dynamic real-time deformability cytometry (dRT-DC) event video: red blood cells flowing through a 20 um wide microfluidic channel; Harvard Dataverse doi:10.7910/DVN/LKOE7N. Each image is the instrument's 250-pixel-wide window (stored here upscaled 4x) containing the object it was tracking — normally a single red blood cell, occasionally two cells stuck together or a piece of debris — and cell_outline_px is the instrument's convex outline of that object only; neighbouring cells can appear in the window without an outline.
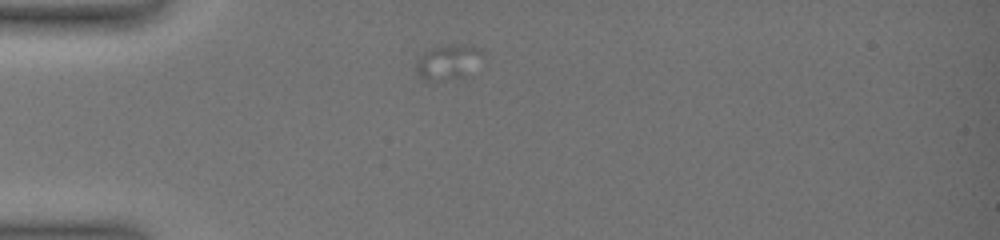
{"species": "common noctule bat (a hibernating species)", "species_latin": "Nyctalus noctula", "temperature_condition": "warm", "stored_images_in_passage": 20, "camera_frame_rate_fps": 3000, "um_per_image_px": 0.085, "animal": {"sex": "female", "body_mass_g": 19.0, "forearm_length_mm": 51.5}, "frame": {"image": 1, "passage_image": 3, "time_ms": 0.667, "image_size_px": [1000, 240], "cell_outline_px": [[488, 52], [464, 76], [432, 80], [420, 76], [416, 72], [416, 64], [420, 56], [424, 52], [432, 48], [448, 44], [472, 44]], "centroid_in_image_um": [38.15, 5.19], "position_along_channel_um": 46.9, "area_um2": 13.35}}
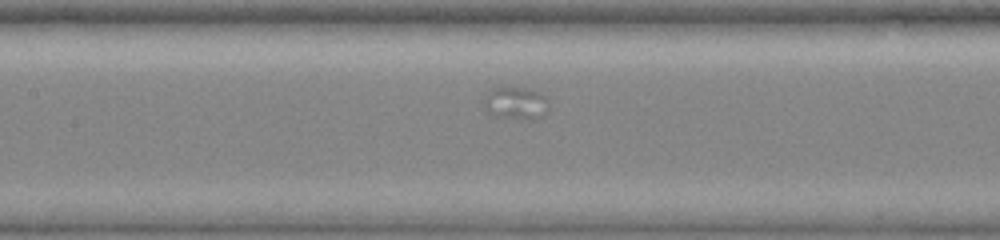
{"frame": {"image": 2, "passage_image": 15, "time_ms": 7.0, "image_size_px": [1000, 240], "cell_outline_px": [[548, 112], [536, 120], [524, 120], [492, 116], [484, 108], [484, 96], [492, 88], [516, 84], [536, 92], [544, 96], [548, 100]], "centroid_in_image_um": [43.82, 8.76], "position_along_channel_um": 163.6, "area_um2": 13.01}}
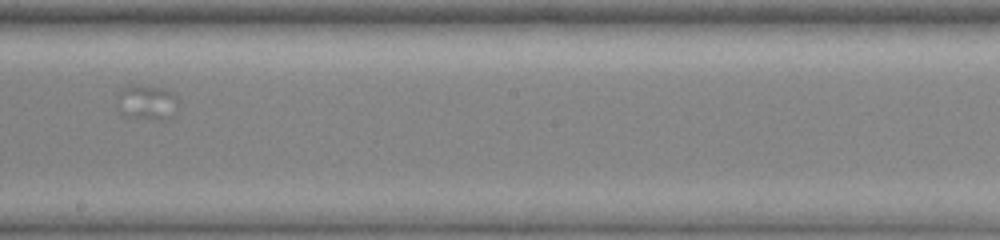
{"frame": {"image": 3, "passage_image": 19, "time_ms": 10.333, "image_size_px": [1000, 240], "cell_outline_px": [[180, 100], [176, 116], [168, 120], [152, 120], [120, 116], [120, 88], [124, 84], [132, 84], [164, 88], [172, 92]], "centroid_in_image_um": [12.57, 8.73], "position_along_channel_um": 235.6, "area_um2": 13.12}}